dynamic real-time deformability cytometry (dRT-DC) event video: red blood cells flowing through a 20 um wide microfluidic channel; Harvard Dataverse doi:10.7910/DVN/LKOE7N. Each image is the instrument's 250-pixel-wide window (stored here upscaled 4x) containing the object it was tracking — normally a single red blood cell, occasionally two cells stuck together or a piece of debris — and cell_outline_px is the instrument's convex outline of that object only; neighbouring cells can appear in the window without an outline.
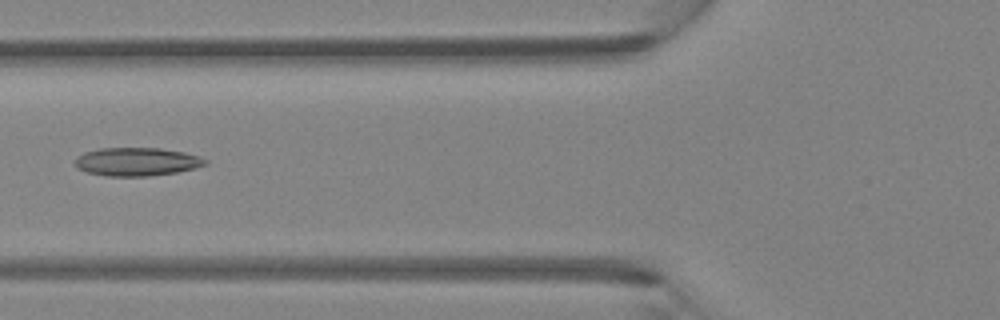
{"species": "Egyptian fruit bat (a non-hibernating species)", "species_latin": "Rousettus aegyptiacus", "temperature_condition": "room temperature", "stored_images_in_passage": 36, "camera_frame_rate_fps": 3000, "um_per_image_px": 0.085, "animal": {"sex": "female"}, "frame": {"image": 1, "passage_image": 8, "time_ms": 2.333, "image_size_px": [1000, 320], "cell_outline_px": [[208, 164], [196, 168], [176, 172], [148, 176], [108, 176], [88, 172], [76, 168], [76, 156], [84, 152], [100, 148], [160, 148], [184, 152], [200, 156], [208, 160]], "centroid_in_image_um": [11.65, 13.74], "position_along_channel_um": 114.1, "area_um2": 21.56}}
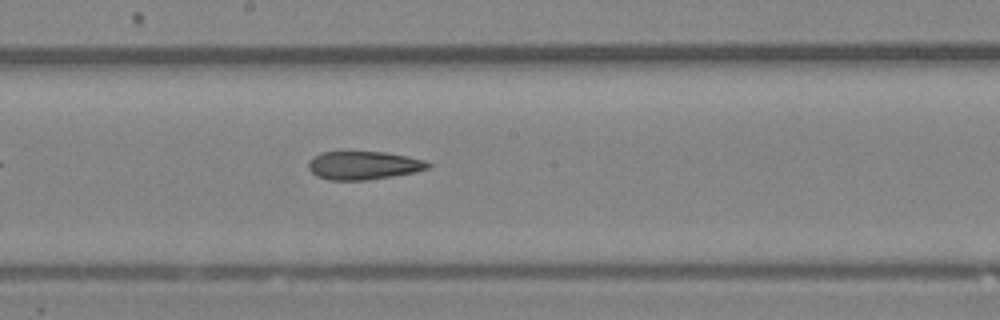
{"frame": {"image": 2, "passage_image": 15, "time_ms": 4.667, "image_size_px": [1000, 320], "cell_outline_px": [[432, 164], [428, 168], [416, 172], [368, 180], [328, 180], [316, 176], [308, 168], [308, 160], [312, 156], [320, 152], [384, 152], [408, 156], [424, 160]], "centroid_in_image_um": [30.87, 14.06], "position_along_channel_um": 217.3, "area_um2": 19.88}}
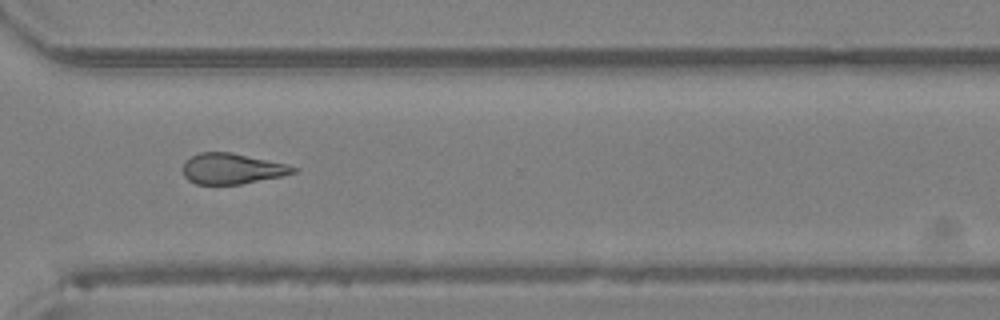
{"frame": {"image": 3, "passage_image": 24, "time_ms": 7.667, "image_size_px": [1000, 320], "cell_outline_px": [[300, 168], [296, 172], [284, 176], [240, 184], [196, 184], [188, 180], [184, 176], [184, 160], [200, 152], [232, 152], [288, 164]], "centroid_in_image_um": [19.76, 14.33], "position_along_channel_um": 350.8, "area_um2": 19.88}}